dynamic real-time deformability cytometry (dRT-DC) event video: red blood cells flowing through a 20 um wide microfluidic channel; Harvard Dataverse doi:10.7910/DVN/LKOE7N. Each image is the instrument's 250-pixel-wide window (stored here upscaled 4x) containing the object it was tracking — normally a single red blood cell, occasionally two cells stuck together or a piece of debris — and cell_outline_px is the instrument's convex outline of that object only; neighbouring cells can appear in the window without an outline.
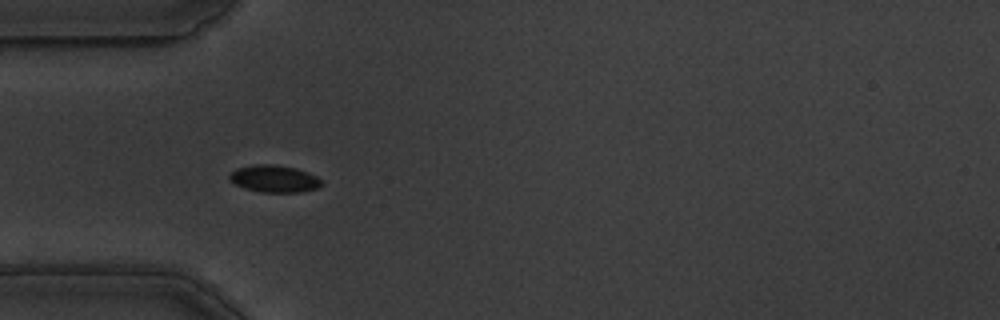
{"species": "common noctule bat (a hibernating species)", "species_latin": "Nyctalus noctula", "temperature_condition": "warm", "stored_images_in_passage": 44, "camera_frame_rate_fps": 3000, "um_per_image_px": 0.085, "animal": {"sex": "male", "body_mass_g": 19.5, "forearm_length_mm": 54.6}, "frame": {"image": 1, "passage_image": 4, "time_ms": 1.0, "image_size_px": [1000, 320], "cell_outline_px": [[324, 184], [316, 188], [304, 192], [260, 192], [244, 188], [228, 180], [228, 176], [236, 168], [252, 164], [272, 164], [296, 168], [308, 172], [316, 176]], "centroid_in_image_um": [23.29, 15.19], "position_along_channel_um": 61.7, "area_um2": 14.68}}
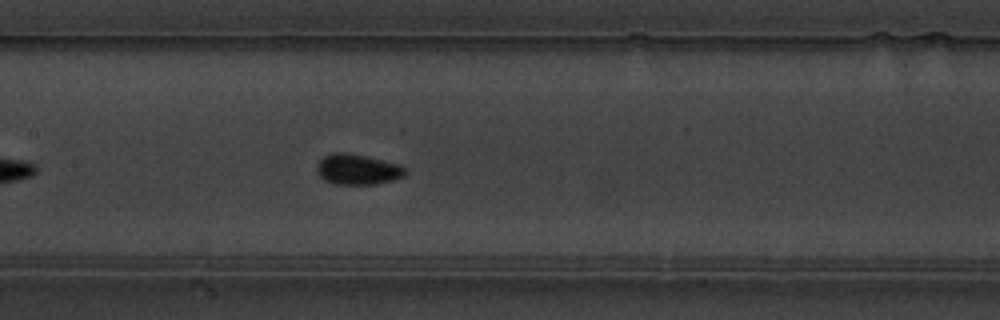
{"frame": {"image": 2, "passage_image": 14, "time_ms": 4.333, "image_size_px": [1000, 320], "cell_outline_px": [[408, 172], [404, 176], [392, 180], [376, 184], [332, 184], [324, 180], [316, 172], [316, 164], [324, 156], [332, 152], [344, 152], [364, 156], [400, 164], [408, 168]], "centroid_in_image_um": [30.39, 14.4], "position_along_channel_um": 177.0, "area_um2": 15.9}}
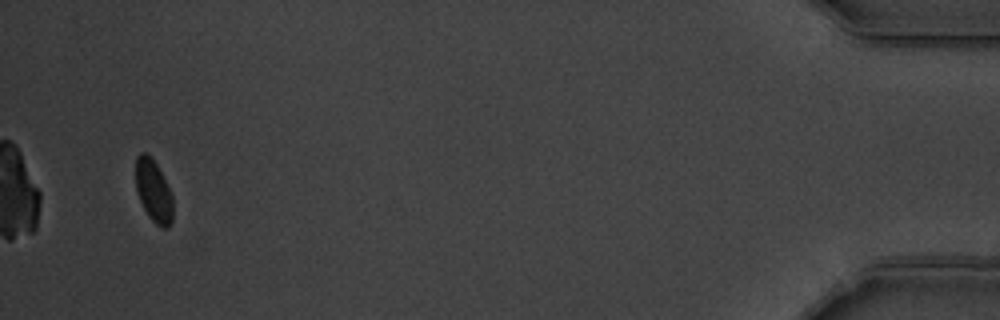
{"frame": {"image": 3, "passage_image": 42, "time_ms": 13.667, "image_size_px": [1000, 320], "cell_outline_px": [[172, 220], [168, 228], [164, 228], [156, 224], [148, 216], [140, 200], [136, 188], [136, 156], [140, 152], [144, 152], [156, 164], [172, 196]], "centroid_in_image_um": [13.03, 16.26], "position_along_channel_um": 422.2, "area_um2": 13.12}, "authors_computed_cell_mechanics": {"area_um2": 14.5078, "velocity_mm_per_s": 3.4971, "shape_relaxation_time_tau1_ms": 3.4916, "shape_relaxation_time_tau2_ms": null, "deformation_change_tau1": 0.1028, "deformation_change_tau2": null}}